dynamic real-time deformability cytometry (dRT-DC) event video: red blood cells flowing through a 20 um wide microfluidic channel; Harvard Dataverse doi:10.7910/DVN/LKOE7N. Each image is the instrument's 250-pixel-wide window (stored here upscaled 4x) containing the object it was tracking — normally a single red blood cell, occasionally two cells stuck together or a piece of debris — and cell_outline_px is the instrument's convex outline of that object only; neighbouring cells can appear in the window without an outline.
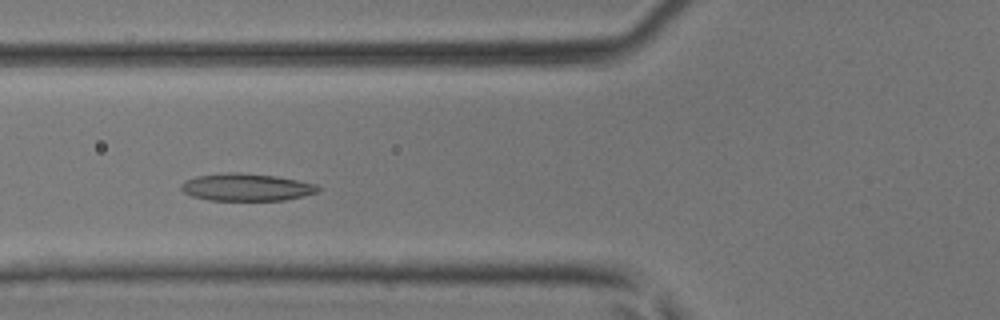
{"species": "common noctule bat (a hibernating species)", "species_latin": "Nyctalus noctula", "temperature_condition": "room temperature", "stored_images_in_passage": 41, "camera_frame_rate_fps": 3000, "um_per_image_px": 0.085, "animal": {"sex": "male", "body_mass_g": 17.9, "forearm_length_mm": 54.2}, "frame": {"image": 1, "passage_image": 13, "time_ms": 4.0, "image_size_px": [1000, 320], "cell_outline_px": [[320, 188], [316, 192], [304, 196], [284, 200], [208, 200], [192, 196], [184, 192], [180, 188], [180, 184], [196, 176], [228, 172], [240, 172], [276, 176], [316, 184]], "centroid_in_image_um": [20.93, 15.91], "position_along_channel_um": 104.9, "area_um2": 21.73}}
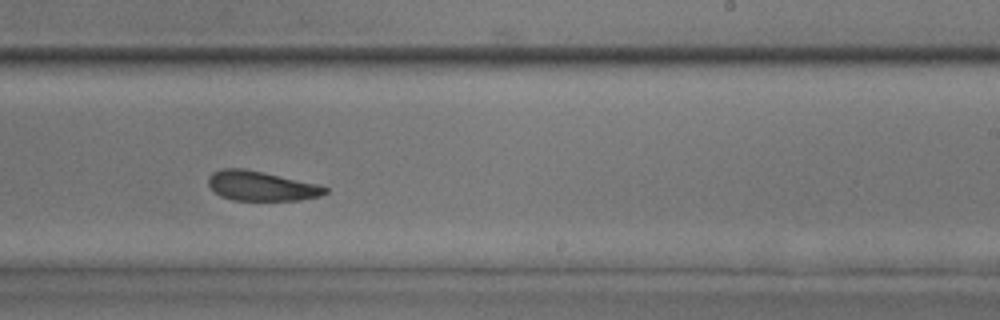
{"frame": {"image": 2, "passage_image": 24, "time_ms": 7.667, "image_size_px": [1000, 320], "cell_outline_px": [[328, 192], [320, 196], [300, 200], [232, 200], [220, 196], [208, 184], [208, 176], [212, 172], [220, 168], [244, 168], [264, 172], [320, 184], [328, 188]], "centroid_in_image_um": [22.21, 15.8], "position_along_channel_um": 266.8, "area_um2": 20.4}}
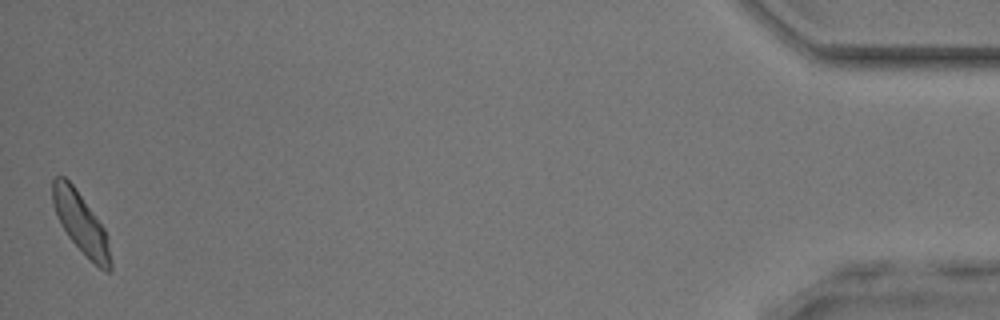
{"frame": {"image": 3, "passage_image": 41, "time_ms": 13.333, "image_size_px": [1000, 320], "cell_outline_px": [[112, 268], [108, 272], [104, 272], [68, 236], [60, 224], [52, 204], [52, 180], [56, 176], [64, 176], [72, 184], [104, 228], [112, 264]], "centroid_in_image_um": [6.84, 18.93], "position_along_channel_um": 428.4, "area_um2": 19.83}}